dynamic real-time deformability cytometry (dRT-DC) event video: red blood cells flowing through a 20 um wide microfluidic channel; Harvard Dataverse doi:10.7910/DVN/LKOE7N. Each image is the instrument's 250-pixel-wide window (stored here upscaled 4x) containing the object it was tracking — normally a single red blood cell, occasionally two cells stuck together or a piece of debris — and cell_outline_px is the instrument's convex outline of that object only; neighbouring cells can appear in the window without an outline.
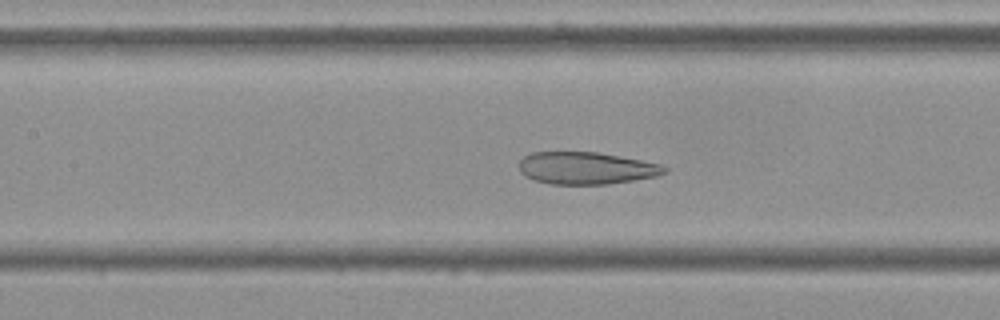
{"species": "Egyptian fruit bat (a non-hibernating species)", "species_latin": "Rousettus aegyptiacus", "temperature_condition": "cold", "stored_images_in_passage": 57, "camera_frame_rate_fps": 3000, "um_per_image_px": 0.085, "frame": {"image": 1, "passage_image": 25, "time_ms": 8.0, "image_size_px": [1000, 320], "cell_outline_px": [[668, 172], [656, 176], [608, 184], [552, 184], [536, 180], [524, 176], [520, 172], [520, 160], [524, 156], [532, 152], [596, 152], [620, 156], [660, 164], [668, 168]], "centroid_in_image_um": [49.82, 14.29], "position_along_channel_um": 157.6, "area_um2": 27.17}}
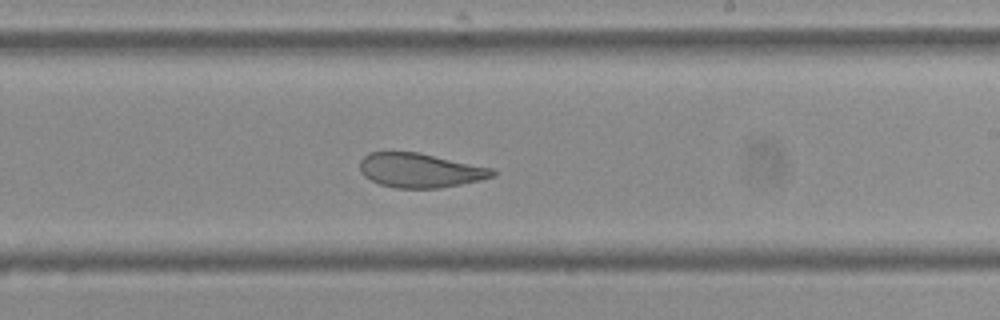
{"frame": {"image": 2, "passage_image": 33, "time_ms": 10.667, "image_size_px": [1000, 320], "cell_outline_px": [[496, 176], [480, 180], [440, 188], [396, 188], [380, 184], [364, 176], [360, 172], [360, 160], [368, 152], [420, 152], [496, 168]], "centroid_in_image_um": [35.76, 14.47], "position_along_channel_um": 253.2, "area_um2": 26.88}}
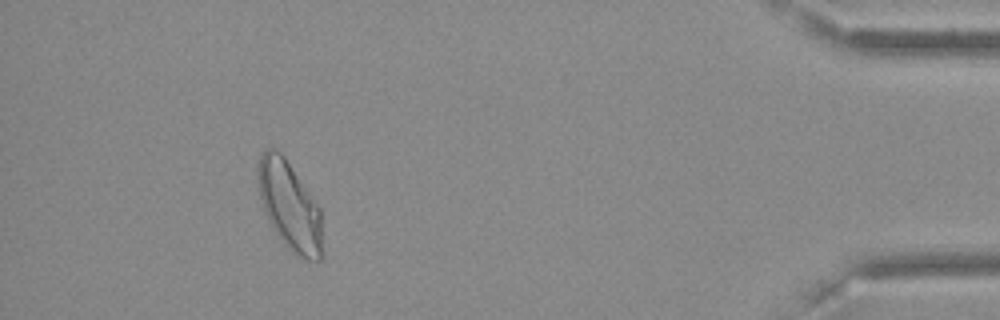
{"frame": {"image": 3, "passage_image": 51, "time_ms": 16.667, "image_size_px": [1000, 320], "cell_outline_px": [[320, 260], [308, 260], [292, 252], [280, 240], [272, 228], [268, 220], [260, 196], [256, 176], [256, 172], [260, 156], [264, 148], [272, 148], [280, 152], [284, 156], [320, 208]], "centroid_in_image_um": [24.55, 17.45], "position_along_channel_um": 410.6, "area_um2": 32.71}}